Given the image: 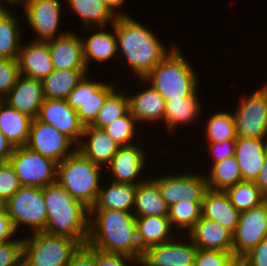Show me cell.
<instances>
[{
	"label": "cell",
	"instance_id": "obj_27",
	"mask_svg": "<svg viewBox=\"0 0 267 266\" xmlns=\"http://www.w3.org/2000/svg\"><path fill=\"white\" fill-rule=\"evenodd\" d=\"M88 69H54L42 82L44 99L66 100Z\"/></svg>",
	"mask_w": 267,
	"mask_h": 266
},
{
	"label": "cell",
	"instance_id": "obj_52",
	"mask_svg": "<svg viewBox=\"0 0 267 266\" xmlns=\"http://www.w3.org/2000/svg\"><path fill=\"white\" fill-rule=\"evenodd\" d=\"M109 9L115 14L116 10L119 6H121L125 0H102Z\"/></svg>",
	"mask_w": 267,
	"mask_h": 266
},
{
	"label": "cell",
	"instance_id": "obj_51",
	"mask_svg": "<svg viewBox=\"0 0 267 266\" xmlns=\"http://www.w3.org/2000/svg\"><path fill=\"white\" fill-rule=\"evenodd\" d=\"M14 147L7 138L0 132V162H9Z\"/></svg>",
	"mask_w": 267,
	"mask_h": 266
},
{
	"label": "cell",
	"instance_id": "obj_40",
	"mask_svg": "<svg viewBox=\"0 0 267 266\" xmlns=\"http://www.w3.org/2000/svg\"><path fill=\"white\" fill-rule=\"evenodd\" d=\"M134 122H136V119L129 110L124 116L117 118L111 124L104 127L103 130L119 146L131 145L135 136Z\"/></svg>",
	"mask_w": 267,
	"mask_h": 266
},
{
	"label": "cell",
	"instance_id": "obj_23",
	"mask_svg": "<svg viewBox=\"0 0 267 266\" xmlns=\"http://www.w3.org/2000/svg\"><path fill=\"white\" fill-rule=\"evenodd\" d=\"M188 233L198 249L232 252L233 234L213 220L201 217Z\"/></svg>",
	"mask_w": 267,
	"mask_h": 266
},
{
	"label": "cell",
	"instance_id": "obj_35",
	"mask_svg": "<svg viewBox=\"0 0 267 266\" xmlns=\"http://www.w3.org/2000/svg\"><path fill=\"white\" fill-rule=\"evenodd\" d=\"M196 93L182 100L166 101L164 122L169 131L175 128L177 123H189L197 118L200 112V102Z\"/></svg>",
	"mask_w": 267,
	"mask_h": 266
},
{
	"label": "cell",
	"instance_id": "obj_17",
	"mask_svg": "<svg viewBox=\"0 0 267 266\" xmlns=\"http://www.w3.org/2000/svg\"><path fill=\"white\" fill-rule=\"evenodd\" d=\"M5 97L6 101L3 100V102L31 119H35L44 102L42 82L20 75L14 87Z\"/></svg>",
	"mask_w": 267,
	"mask_h": 266
},
{
	"label": "cell",
	"instance_id": "obj_31",
	"mask_svg": "<svg viewBox=\"0 0 267 266\" xmlns=\"http://www.w3.org/2000/svg\"><path fill=\"white\" fill-rule=\"evenodd\" d=\"M67 3L88 27L97 23L96 26L104 28L106 22L111 21L113 24L118 16H128L123 13L114 14L102 0H67Z\"/></svg>",
	"mask_w": 267,
	"mask_h": 266
},
{
	"label": "cell",
	"instance_id": "obj_11",
	"mask_svg": "<svg viewBox=\"0 0 267 266\" xmlns=\"http://www.w3.org/2000/svg\"><path fill=\"white\" fill-rule=\"evenodd\" d=\"M87 77H83L66 99L84 126H90L95 121L107 96L116 89L112 84L91 81Z\"/></svg>",
	"mask_w": 267,
	"mask_h": 266
},
{
	"label": "cell",
	"instance_id": "obj_24",
	"mask_svg": "<svg viewBox=\"0 0 267 266\" xmlns=\"http://www.w3.org/2000/svg\"><path fill=\"white\" fill-rule=\"evenodd\" d=\"M88 135L89 140L80 142L76 149L96 165H109L120 146L103 129L85 126L82 136Z\"/></svg>",
	"mask_w": 267,
	"mask_h": 266
},
{
	"label": "cell",
	"instance_id": "obj_28",
	"mask_svg": "<svg viewBox=\"0 0 267 266\" xmlns=\"http://www.w3.org/2000/svg\"><path fill=\"white\" fill-rule=\"evenodd\" d=\"M109 186L99 189L97 200L89 210L112 209L131 212L135 204L137 185L111 181Z\"/></svg>",
	"mask_w": 267,
	"mask_h": 266
},
{
	"label": "cell",
	"instance_id": "obj_14",
	"mask_svg": "<svg viewBox=\"0 0 267 266\" xmlns=\"http://www.w3.org/2000/svg\"><path fill=\"white\" fill-rule=\"evenodd\" d=\"M37 119L52 125L78 145L83 137L84 125L78 113L69 106L66 100L44 99ZM79 140V141H78ZM77 141V142H76Z\"/></svg>",
	"mask_w": 267,
	"mask_h": 266
},
{
	"label": "cell",
	"instance_id": "obj_43",
	"mask_svg": "<svg viewBox=\"0 0 267 266\" xmlns=\"http://www.w3.org/2000/svg\"><path fill=\"white\" fill-rule=\"evenodd\" d=\"M21 187L14 167L10 162L0 163V196L6 201Z\"/></svg>",
	"mask_w": 267,
	"mask_h": 266
},
{
	"label": "cell",
	"instance_id": "obj_30",
	"mask_svg": "<svg viewBox=\"0 0 267 266\" xmlns=\"http://www.w3.org/2000/svg\"><path fill=\"white\" fill-rule=\"evenodd\" d=\"M137 238L141 250L171 241V222L168 217H135ZM170 233V234H169Z\"/></svg>",
	"mask_w": 267,
	"mask_h": 266
},
{
	"label": "cell",
	"instance_id": "obj_55",
	"mask_svg": "<svg viewBox=\"0 0 267 266\" xmlns=\"http://www.w3.org/2000/svg\"><path fill=\"white\" fill-rule=\"evenodd\" d=\"M236 266H243L241 263L238 262V264Z\"/></svg>",
	"mask_w": 267,
	"mask_h": 266
},
{
	"label": "cell",
	"instance_id": "obj_38",
	"mask_svg": "<svg viewBox=\"0 0 267 266\" xmlns=\"http://www.w3.org/2000/svg\"><path fill=\"white\" fill-rule=\"evenodd\" d=\"M202 217V202L181 201L169 207L171 225L177 229L186 228L189 231Z\"/></svg>",
	"mask_w": 267,
	"mask_h": 266
},
{
	"label": "cell",
	"instance_id": "obj_7",
	"mask_svg": "<svg viewBox=\"0 0 267 266\" xmlns=\"http://www.w3.org/2000/svg\"><path fill=\"white\" fill-rule=\"evenodd\" d=\"M6 213L11 218L16 231L19 225L24 223L31 226L32 233L43 232L47 225V207L43 188L21 186L7 200Z\"/></svg>",
	"mask_w": 267,
	"mask_h": 266
},
{
	"label": "cell",
	"instance_id": "obj_3",
	"mask_svg": "<svg viewBox=\"0 0 267 266\" xmlns=\"http://www.w3.org/2000/svg\"><path fill=\"white\" fill-rule=\"evenodd\" d=\"M113 28L117 45L140 80L170 52L150 30L130 16H118Z\"/></svg>",
	"mask_w": 267,
	"mask_h": 266
},
{
	"label": "cell",
	"instance_id": "obj_13",
	"mask_svg": "<svg viewBox=\"0 0 267 266\" xmlns=\"http://www.w3.org/2000/svg\"><path fill=\"white\" fill-rule=\"evenodd\" d=\"M153 180L157 183L168 207L181 201L203 202L205 193L209 189L206 176L194 173L162 176Z\"/></svg>",
	"mask_w": 267,
	"mask_h": 266
},
{
	"label": "cell",
	"instance_id": "obj_54",
	"mask_svg": "<svg viewBox=\"0 0 267 266\" xmlns=\"http://www.w3.org/2000/svg\"><path fill=\"white\" fill-rule=\"evenodd\" d=\"M0 1H1V0H0ZM2 1H4V0H2ZM5 1H7V2H9V3L11 2L12 4H13V3H18V2L20 3V2L22 1V4H23V3H25L26 0H5ZM0 8H6V7H5V6H2V4H1V2H0Z\"/></svg>",
	"mask_w": 267,
	"mask_h": 266
},
{
	"label": "cell",
	"instance_id": "obj_19",
	"mask_svg": "<svg viewBox=\"0 0 267 266\" xmlns=\"http://www.w3.org/2000/svg\"><path fill=\"white\" fill-rule=\"evenodd\" d=\"M31 41L26 46H21L18 63L20 74L42 81L53 70L51 54L47 41Z\"/></svg>",
	"mask_w": 267,
	"mask_h": 266
},
{
	"label": "cell",
	"instance_id": "obj_45",
	"mask_svg": "<svg viewBox=\"0 0 267 266\" xmlns=\"http://www.w3.org/2000/svg\"><path fill=\"white\" fill-rule=\"evenodd\" d=\"M239 263L243 266H267V238L246 253Z\"/></svg>",
	"mask_w": 267,
	"mask_h": 266
},
{
	"label": "cell",
	"instance_id": "obj_15",
	"mask_svg": "<svg viewBox=\"0 0 267 266\" xmlns=\"http://www.w3.org/2000/svg\"><path fill=\"white\" fill-rule=\"evenodd\" d=\"M59 0H26L23 7L27 21L38 34L37 41H47L57 38V28L60 21Z\"/></svg>",
	"mask_w": 267,
	"mask_h": 266
},
{
	"label": "cell",
	"instance_id": "obj_47",
	"mask_svg": "<svg viewBox=\"0 0 267 266\" xmlns=\"http://www.w3.org/2000/svg\"><path fill=\"white\" fill-rule=\"evenodd\" d=\"M236 139H228L222 142L209 143L211 153L213 154L214 163L222 161L230 156H235Z\"/></svg>",
	"mask_w": 267,
	"mask_h": 266
},
{
	"label": "cell",
	"instance_id": "obj_33",
	"mask_svg": "<svg viewBox=\"0 0 267 266\" xmlns=\"http://www.w3.org/2000/svg\"><path fill=\"white\" fill-rule=\"evenodd\" d=\"M83 57L88 68L89 59L100 61L112 58L118 50L116 35L110 32L99 31L91 35L87 40L81 38Z\"/></svg>",
	"mask_w": 267,
	"mask_h": 266
},
{
	"label": "cell",
	"instance_id": "obj_44",
	"mask_svg": "<svg viewBox=\"0 0 267 266\" xmlns=\"http://www.w3.org/2000/svg\"><path fill=\"white\" fill-rule=\"evenodd\" d=\"M23 239L0 243V266H22Z\"/></svg>",
	"mask_w": 267,
	"mask_h": 266
},
{
	"label": "cell",
	"instance_id": "obj_22",
	"mask_svg": "<svg viewBox=\"0 0 267 266\" xmlns=\"http://www.w3.org/2000/svg\"><path fill=\"white\" fill-rule=\"evenodd\" d=\"M240 212L231 204L225 191L208 189L202 202V217L217 222L232 234L239 222Z\"/></svg>",
	"mask_w": 267,
	"mask_h": 266
},
{
	"label": "cell",
	"instance_id": "obj_18",
	"mask_svg": "<svg viewBox=\"0 0 267 266\" xmlns=\"http://www.w3.org/2000/svg\"><path fill=\"white\" fill-rule=\"evenodd\" d=\"M57 36L47 40L54 69H87L81 38L72 32Z\"/></svg>",
	"mask_w": 267,
	"mask_h": 266
},
{
	"label": "cell",
	"instance_id": "obj_1",
	"mask_svg": "<svg viewBox=\"0 0 267 266\" xmlns=\"http://www.w3.org/2000/svg\"><path fill=\"white\" fill-rule=\"evenodd\" d=\"M97 212L95 219H91ZM108 253H118L137 259L143 251L137 238L135 216L121 210H89V236L87 243Z\"/></svg>",
	"mask_w": 267,
	"mask_h": 266
},
{
	"label": "cell",
	"instance_id": "obj_49",
	"mask_svg": "<svg viewBox=\"0 0 267 266\" xmlns=\"http://www.w3.org/2000/svg\"><path fill=\"white\" fill-rule=\"evenodd\" d=\"M15 233L16 230L8 214L0 213V243L12 241L11 238L15 236Z\"/></svg>",
	"mask_w": 267,
	"mask_h": 266
},
{
	"label": "cell",
	"instance_id": "obj_37",
	"mask_svg": "<svg viewBox=\"0 0 267 266\" xmlns=\"http://www.w3.org/2000/svg\"><path fill=\"white\" fill-rule=\"evenodd\" d=\"M129 110V96H125V93H116L114 89L107 96L103 107L90 126L103 129L117 118L124 116Z\"/></svg>",
	"mask_w": 267,
	"mask_h": 266
},
{
	"label": "cell",
	"instance_id": "obj_26",
	"mask_svg": "<svg viewBox=\"0 0 267 266\" xmlns=\"http://www.w3.org/2000/svg\"><path fill=\"white\" fill-rule=\"evenodd\" d=\"M135 217H168L169 207L162 198L157 183L150 179L137 184L135 195Z\"/></svg>",
	"mask_w": 267,
	"mask_h": 266
},
{
	"label": "cell",
	"instance_id": "obj_53",
	"mask_svg": "<svg viewBox=\"0 0 267 266\" xmlns=\"http://www.w3.org/2000/svg\"><path fill=\"white\" fill-rule=\"evenodd\" d=\"M7 201L0 196V213L6 212Z\"/></svg>",
	"mask_w": 267,
	"mask_h": 266
},
{
	"label": "cell",
	"instance_id": "obj_6",
	"mask_svg": "<svg viewBox=\"0 0 267 266\" xmlns=\"http://www.w3.org/2000/svg\"><path fill=\"white\" fill-rule=\"evenodd\" d=\"M82 244L66 236L33 233L23 239L22 266H68Z\"/></svg>",
	"mask_w": 267,
	"mask_h": 266
},
{
	"label": "cell",
	"instance_id": "obj_21",
	"mask_svg": "<svg viewBox=\"0 0 267 266\" xmlns=\"http://www.w3.org/2000/svg\"><path fill=\"white\" fill-rule=\"evenodd\" d=\"M267 141L259 138L237 137L235 158L239 164L243 181H255L261 171Z\"/></svg>",
	"mask_w": 267,
	"mask_h": 266
},
{
	"label": "cell",
	"instance_id": "obj_50",
	"mask_svg": "<svg viewBox=\"0 0 267 266\" xmlns=\"http://www.w3.org/2000/svg\"><path fill=\"white\" fill-rule=\"evenodd\" d=\"M254 182L259 188L260 193L267 199V153L265 155L261 171Z\"/></svg>",
	"mask_w": 267,
	"mask_h": 266
},
{
	"label": "cell",
	"instance_id": "obj_8",
	"mask_svg": "<svg viewBox=\"0 0 267 266\" xmlns=\"http://www.w3.org/2000/svg\"><path fill=\"white\" fill-rule=\"evenodd\" d=\"M9 162L21 186L44 188L57 182L58 163L26 146L14 147Z\"/></svg>",
	"mask_w": 267,
	"mask_h": 266
},
{
	"label": "cell",
	"instance_id": "obj_16",
	"mask_svg": "<svg viewBox=\"0 0 267 266\" xmlns=\"http://www.w3.org/2000/svg\"><path fill=\"white\" fill-rule=\"evenodd\" d=\"M191 243L168 241L149 247L144 251L140 263L144 266H193L197 247Z\"/></svg>",
	"mask_w": 267,
	"mask_h": 266
},
{
	"label": "cell",
	"instance_id": "obj_41",
	"mask_svg": "<svg viewBox=\"0 0 267 266\" xmlns=\"http://www.w3.org/2000/svg\"><path fill=\"white\" fill-rule=\"evenodd\" d=\"M238 262L232 252L197 249L193 266H236Z\"/></svg>",
	"mask_w": 267,
	"mask_h": 266
},
{
	"label": "cell",
	"instance_id": "obj_20",
	"mask_svg": "<svg viewBox=\"0 0 267 266\" xmlns=\"http://www.w3.org/2000/svg\"><path fill=\"white\" fill-rule=\"evenodd\" d=\"M143 151L135 144L120 146L108 165L113 174L112 181L134 185L142 183L134 180L145 166L146 158Z\"/></svg>",
	"mask_w": 267,
	"mask_h": 266
},
{
	"label": "cell",
	"instance_id": "obj_46",
	"mask_svg": "<svg viewBox=\"0 0 267 266\" xmlns=\"http://www.w3.org/2000/svg\"><path fill=\"white\" fill-rule=\"evenodd\" d=\"M139 262L130 256L118 253H108L94 248L95 266H127L126 261Z\"/></svg>",
	"mask_w": 267,
	"mask_h": 266
},
{
	"label": "cell",
	"instance_id": "obj_12",
	"mask_svg": "<svg viewBox=\"0 0 267 266\" xmlns=\"http://www.w3.org/2000/svg\"><path fill=\"white\" fill-rule=\"evenodd\" d=\"M72 144L74 142L65 134L56 130L52 125L35 118L31 122L29 137L25 146L60 163L76 150L71 148Z\"/></svg>",
	"mask_w": 267,
	"mask_h": 266
},
{
	"label": "cell",
	"instance_id": "obj_4",
	"mask_svg": "<svg viewBox=\"0 0 267 266\" xmlns=\"http://www.w3.org/2000/svg\"><path fill=\"white\" fill-rule=\"evenodd\" d=\"M170 52L143 78L165 99L182 100L196 93L197 76L178 50ZM152 81V82H151Z\"/></svg>",
	"mask_w": 267,
	"mask_h": 266
},
{
	"label": "cell",
	"instance_id": "obj_36",
	"mask_svg": "<svg viewBox=\"0 0 267 266\" xmlns=\"http://www.w3.org/2000/svg\"><path fill=\"white\" fill-rule=\"evenodd\" d=\"M231 204L239 211L249 210L266 198L260 193L254 181H241L225 190Z\"/></svg>",
	"mask_w": 267,
	"mask_h": 266
},
{
	"label": "cell",
	"instance_id": "obj_9",
	"mask_svg": "<svg viewBox=\"0 0 267 266\" xmlns=\"http://www.w3.org/2000/svg\"><path fill=\"white\" fill-rule=\"evenodd\" d=\"M242 99L233 115L237 137L265 139L267 135V87L263 85L255 93Z\"/></svg>",
	"mask_w": 267,
	"mask_h": 266
},
{
	"label": "cell",
	"instance_id": "obj_10",
	"mask_svg": "<svg viewBox=\"0 0 267 266\" xmlns=\"http://www.w3.org/2000/svg\"><path fill=\"white\" fill-rule=\"evenodd\" d=\"M267 238V199L259 205L240 212L233 233L232 253L240 260L246 253Z\"/></svg>",
	"mask_w": 267,
	"mask_h": 266
},
{
	"label": "cell",
	"instance_id": "obj_42",
	"mask_svg": "<svg viewBox=\"0 0 267 266\" xmlns=\"http://www.w3.org/2000/svg\"><path fill=\"white\" fill-rule=\"evenodd\" d=\"M20 75L18 59L0 58V100H4Z\"/></svg>",
	"mask_w": 267,
	"mask_h": 266
},
{
	"label": "cell",
	"instance_id": "obj_48",
	"mask_svg": "<svg viewBox=\"0 0 267 266\" xmlns=\"http://www.w3.org/2000/svg\"><path fill=\"white\" fill-rule=\"evenodd\" d=\"M68 266H95L94 248L88 244L82 245L72 256Z\"/></svg>",
	"mask_w": 267,
	"mask_h": 266
},
{
	"label": "cell",
	"instance_id": "obj_25",
	"mask_svg": "<svg viewBox=\"0 0 267 266\" xmlns=\"http://www.w3.org/2000/svg\"><path fill=\"white\" fill-rule=\"evenodd\" d=\"M32 120L0 100V132L13 147L27 144Z\"/></svg>",
	"mask_w": 267,
	"mask_h": 266
},
{
	"label": "cell",
	"instance_id": "obj_39",
	"mask_svg": "<svg viewBox=\"0 0 267 266\" xmlns=\"http://www.w3.org/2000/svg\"><path fill=\"white\" fill-rule=\"evenodd\" d=\"M207 138L209 143L237 139L234 116L221 112L210 116L207 122Z\"/></svg>",
	"mask_w": 267,
	"mask_h": 266
},
{
	"label": "cell",
	"instance_id": "obj_29",
	"mask_svg": "<svg viewBox=\"0 0 267 266\" xmlns=\"http://www.w3.org/2000/svg\"><path fill=\"white\" fill-rule=\"evenodd\" d=\"M165 107V99L152 86L129 97L130 112L138 122L164 121Z\"/></svg>",
	"mask_w": 267,
	"mask_h": 266
},
{
	"label": "cell",
	"instance_id": "obj_2",
	"mask_svg": "<svg viewBox=\"0 0 267 266\" xmlns=\"http://www.w3.org/2000/svg\"><path fill=\"white\" fill-rule=\"evenodd\" d=\"M47 225L43 232L66 236L85 245L89 236V209L58 182L43 188Z\"/></svg>",
	"mask_w": 267,
	"mask_h": 266
},
{
	"label": "cell",
	"instance_id": "obj_34",
	"mask_svg": "<svg viewBox=\"0 0 267 266\" xmlns=\"http://www.w3.org/2000/svg\"><path fill=\"white\" fill-rule=\"evenodd\" d=\"M208 177H206L208 188L212 190L225 191L227 188L243 181L235 156H230L222 161L213 163Z\"/></svg>",
	"mask_w": 267,
	"mask_h": 266
},
{
	"label": "cell",
	"instance_id": "obj_32",
	"mask_svg": "<svg viewBox=\"0 0 267 266\" xmlns=\"http://www.w3.org/2000/svg\"><path fill=\"white\" fill-rule=\"evenodd\" d=\"M16 21L7 8H0V58L18 59L21 35Z\"/></svg>",
	"mask_w": 267,
	"mask_h": 266
},
{
	"label": "cell",
	"instance_id": "obj_5",
	"mask_svg": "<svg viewBox=\"0 0 267 266\" xmlns=\"http://www.w3.org/2000/svg\"><path fill=\"white\" fill-rule=\"evenodd\" d=\"M101 166L94 164L77 149L57 166V182L75 200L90 209L96 202Z\"/></svg>",
	"mask_w": 267,
	"mask_h": 266
}]
</instances>
